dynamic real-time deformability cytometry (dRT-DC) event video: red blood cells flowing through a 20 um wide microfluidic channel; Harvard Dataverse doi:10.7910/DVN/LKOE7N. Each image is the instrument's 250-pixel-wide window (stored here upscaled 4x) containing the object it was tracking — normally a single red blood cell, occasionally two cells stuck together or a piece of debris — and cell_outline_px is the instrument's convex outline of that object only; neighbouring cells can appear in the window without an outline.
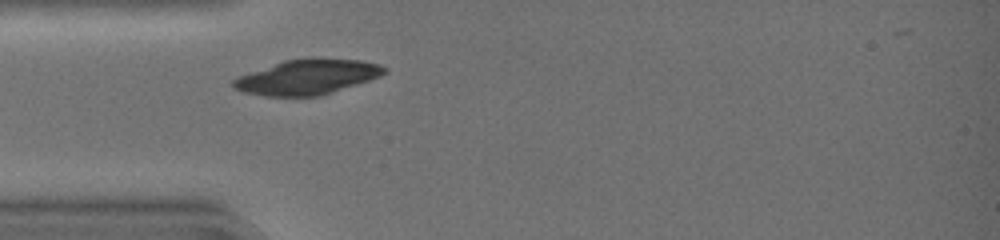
{"species": "common noctule bat (a hibernating species)", "species_latin": "Nyctalus noctula", "temperature_condition": "warm", "stored_images_in_passage": 21, "camera_frame_rate_fps": 3000, "um_per_image_px": 0.085, "animal": {"sex": "female", "body_mass_g": 19.0, "forearm_length_mm": 51.5}, "frame": {"image": 1, "passage_image": 1, "time_ms": 0.0, "image_size_px": [1000, 240], "cell_outline_px": [[388, 72], [380, 76], [320, 96], [264, 96], [244, 92], [232, 88], [232, 80], [240, 76], [284, 60], [308, 56], [316, 56], [364, 60], [380, 64], [388, 68]], "centroid_in_image_um": [26.17, 6.51], "position_along_channel_um": 58.8, "area_um2": 31.27}}
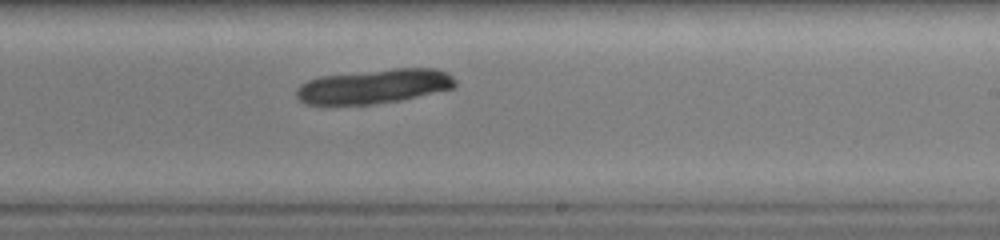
{"frame": {"image": 2, "passage_image": 15, "time_ms": 4.667, "image_size_px": [1000, 240], "cell_outline_px": [[456, 88], [400, 100], [376, 104], [328, 108], [324, 108], [304, 104], [296, 96], [296, 88], [300, 84], [308, 80], [320, 76], [392, 68], [436, 68], [448, 72], [456, 80]], "centroid_in_image_um": [31.72, 7.38], "position_along_channel_um": 257.3, "area_um2": 33.18}}